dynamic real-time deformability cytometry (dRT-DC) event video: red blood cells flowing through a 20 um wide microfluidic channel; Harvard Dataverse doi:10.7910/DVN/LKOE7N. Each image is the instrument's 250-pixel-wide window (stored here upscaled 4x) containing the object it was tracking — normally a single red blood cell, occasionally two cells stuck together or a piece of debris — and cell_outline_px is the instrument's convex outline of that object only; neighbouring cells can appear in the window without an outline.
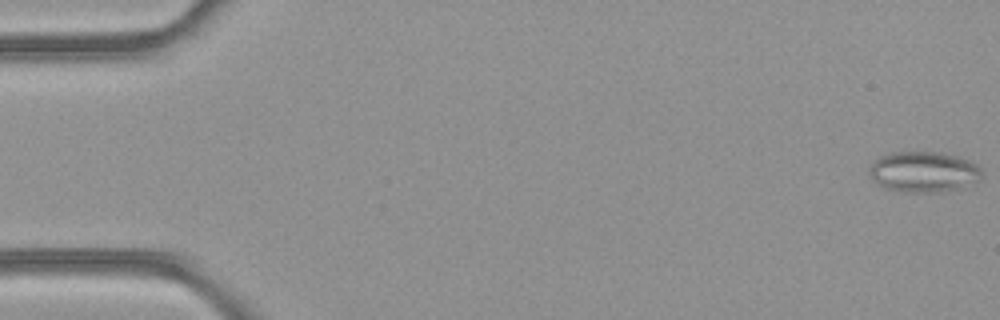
{"species": "common noctule bat (a hibernating species)", "species_latin": "Nyctalus noctula", "temperature_condition": "room temperature", "stored_images_in_passage": 5, "camera_frame_rate_fps": 3000, "um_per_image_px": 0.085, "animal": {"sex": "female", "body_mass_g": 21.9}, "frame": {"image": 1, "passage_image": 1, "time_ms": 0.0, "image_size_px": [1000, 320], "cell_outline_px": [[980, 180], [956, 188], [936, 192], [908, 192], [884, 188], [868, 172], [872, 164], [880, 156], [892, 152], [944, 152], [960, 156], [972, 160], [980, 168]], "centroid_in_image_um": [78.53, 14.58], "position_along_channel_um": 6.5, "area_um2": 26.41}}